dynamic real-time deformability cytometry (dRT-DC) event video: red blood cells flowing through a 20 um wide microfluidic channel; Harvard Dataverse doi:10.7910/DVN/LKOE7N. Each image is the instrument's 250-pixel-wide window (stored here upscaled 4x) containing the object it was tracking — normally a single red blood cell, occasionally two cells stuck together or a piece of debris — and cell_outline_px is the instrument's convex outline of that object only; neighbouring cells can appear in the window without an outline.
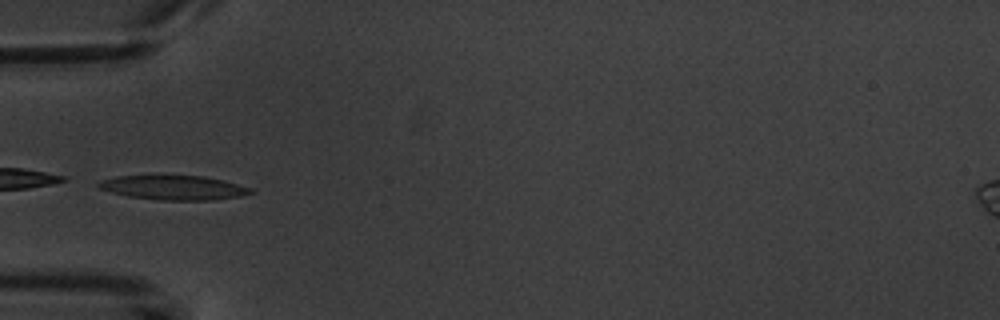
{"species": "common noctule bat (a hibernating species)", "species_latin": "Nyctalus noctula", "temperature_condition": "warm", "stored_images_in_passage": 10, "camera_frame_rate_fps": 3000, "um_per_image_px": 0.085, "animal": {"sex": "male", "body_mass_g": 20.1, "forearm_length_mm": 53.5}, "frame": {"image": 1, "passage_image": 6, "time_ms": 6.0, "image_size_px": [1000, 320], "cell_outline_px": [[252, 192], [240, 196], [216, 200], [160, 200], [128, 196], [112, 192], [100, 188], [96, 184], [100, 180], [116, 176], [204, 176], [224, 180], [252, 188]], "centroid_in_image_um": [14.77, 15.95], "position_along_channel_um": 70.2, "area_um2": 21.44}}
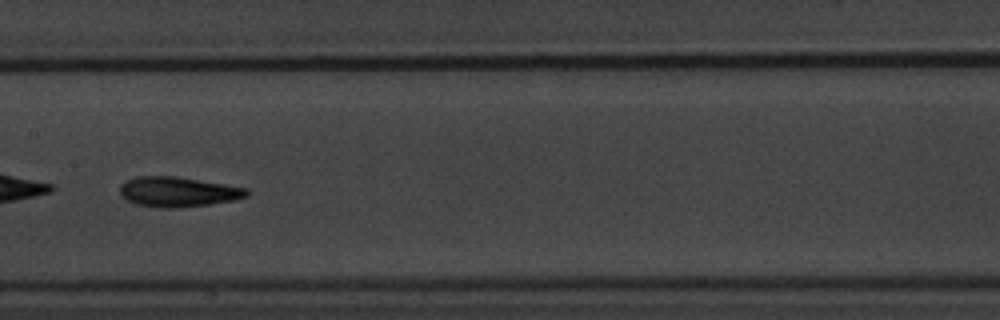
{"frame": {"image": 2, "passage_image": 9, "time_ms": 9.333, "image_size_px": [1000, 320], "cell_outline_px": [[248, 196], [232, 200], [208, 204], [176, 208], [160, 208], [136, 204], [128, 200], [120, 192], [120, 184], [124, 180], [136, 176], [176, 176], [248, 188]], "centroid_in_image_um": [15.1, 16.29], "position_along_channel_um": 192.3, "area_um2": 22.08}}